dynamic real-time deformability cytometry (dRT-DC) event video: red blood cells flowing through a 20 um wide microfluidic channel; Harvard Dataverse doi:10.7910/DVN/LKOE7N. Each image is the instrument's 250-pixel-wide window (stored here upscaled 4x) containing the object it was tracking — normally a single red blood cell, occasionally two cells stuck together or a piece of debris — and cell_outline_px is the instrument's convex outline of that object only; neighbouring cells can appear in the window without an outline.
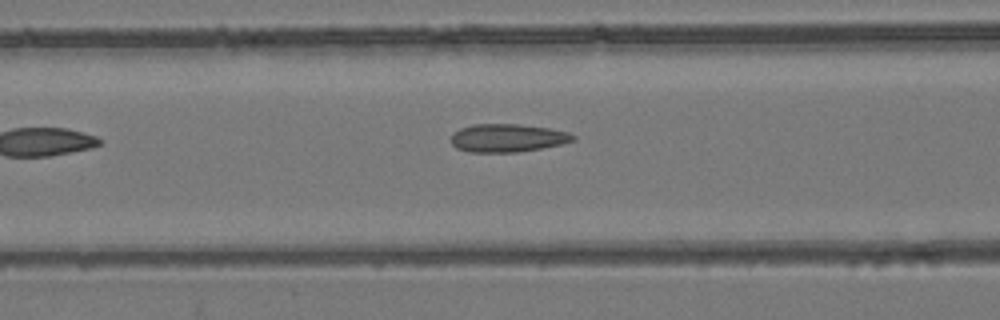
{"species": "common noctule bat (a hibernating species)", "species_latin": "Nyctalus noctula", "temperature_condition": "room temperature", "stored_images_in_passage": 7, "camera_frame_rate_fps": 3000, "um_per_image_px": 0.085, "animal": {"sex": "female", "body_mass_g": 24.6, "forearm_length_mm": 56.2}, "frame": {"image": 1, "passage_image": 7, "time_ms": 7.0, "image_size_px": [1000, 320], "cell_outline_px": [[576, 140], [560, 144], [540, 148], [516, 152], [468, 152], [456, 148], [448, 140], [452, 132], [460, 128], [472, 124], [516, 124], [548, 128], [568, 132], [576, 136]], "centroid_in_image_um": [43.07, 11.72], "position_along_channel_um": 123.5, "area_um2": 20.11}}